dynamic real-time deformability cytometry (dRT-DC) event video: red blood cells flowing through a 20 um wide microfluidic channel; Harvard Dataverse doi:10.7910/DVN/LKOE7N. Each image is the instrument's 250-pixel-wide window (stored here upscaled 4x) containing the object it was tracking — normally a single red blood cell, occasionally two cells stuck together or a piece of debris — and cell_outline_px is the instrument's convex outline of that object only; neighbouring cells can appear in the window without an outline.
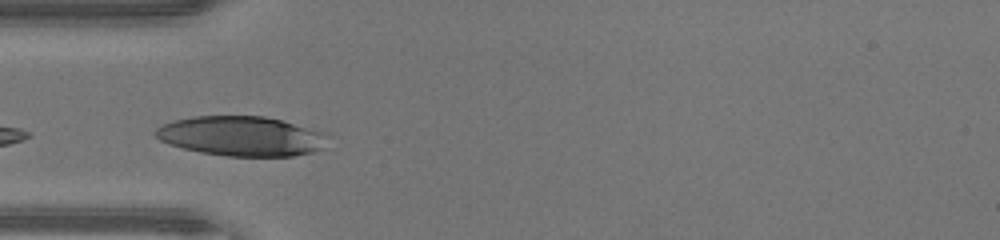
{"species": "human", "species_latin": "Homo sapiens", "temperature_condition": "warm", "stored_images_in_passage": 10, "camera_frame_rate_fps": 3000, "um_per_image_px": 0.085, "donor": {"sex": "male"}, "frame": {"image": 1, "passage_image": 7, "time_ms": 2.0, "image_size_px": [1000, 240], "cell_outline_px": [[332, 136], [324, 148], [312, 152], [292, 156], [224, 156], [200, 152], [168, 144], [160, 140], [152, 132], [156, 128], [172, 120], [192, 116], [264, 116], [328, 132]], "centroid_in_image_um": [20.57, 11.57], "position_along_channel_um": 64.4, "area_um2": 40.4}}